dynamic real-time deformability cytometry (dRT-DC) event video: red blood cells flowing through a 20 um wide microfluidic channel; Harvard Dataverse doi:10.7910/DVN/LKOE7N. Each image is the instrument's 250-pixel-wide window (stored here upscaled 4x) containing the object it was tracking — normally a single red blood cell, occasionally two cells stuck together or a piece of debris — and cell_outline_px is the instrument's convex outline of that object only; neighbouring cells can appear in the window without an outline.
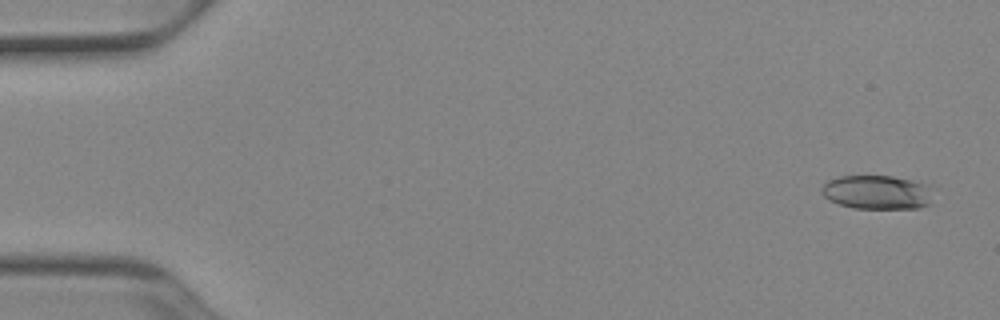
{"species": "Egyptian fruit bat (a non-hibernating species)", "species_latin": "Rousettus aegyptiacus", "temperature_condition": "cold", "stored_images_in_passage": 50, "camera_frame_rate_fps": 3000, "um_per_image_px": 0.085, "animal": {"sex": "female"}, "frame": {"image": 1, "passage_image": 1, "time_ms": 0.0, "image_size_px": [1000, 320], "cell_outline_px": [[932, 204], [920, 208], [852, 208], [840, 204], [824, 196], [820, 192], [824, 184], [828, 180], [840, 176], [892, 176], [924, 184]], "centroid_in_image_um": [74.48, 16.35], "position_along_channel_um": 10.5, "area_um2": 21.56}}
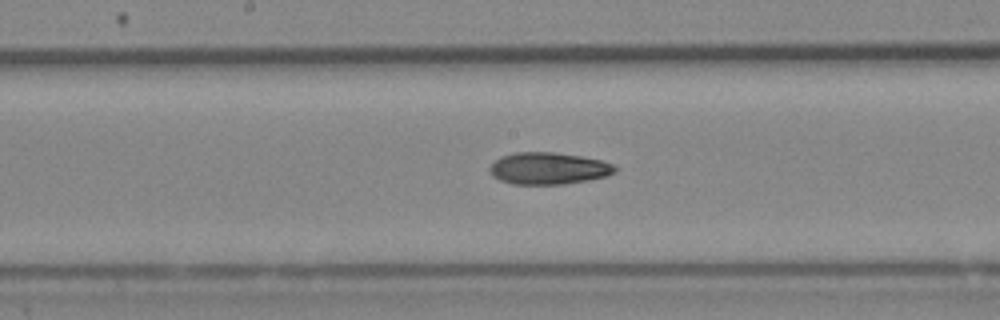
{"frame": {"image": 2, "passage_image": 26, "time_ms": 8.333, "image_size_px": [1000, 320], "cell_outline_px": [[616, 172], [608, 176], [588, 180], [564, 184], [512, 184], [500, 180], [492, 176], [488, 168], [500, 156], [516, 152], [552, 152], [580, 156], [600, 160], [612, 164], [616, 168]], "centroid_in_image_um": [46.6, 14.32], "position_along_channel_um": 201.6, "area_um2": 23.29}}
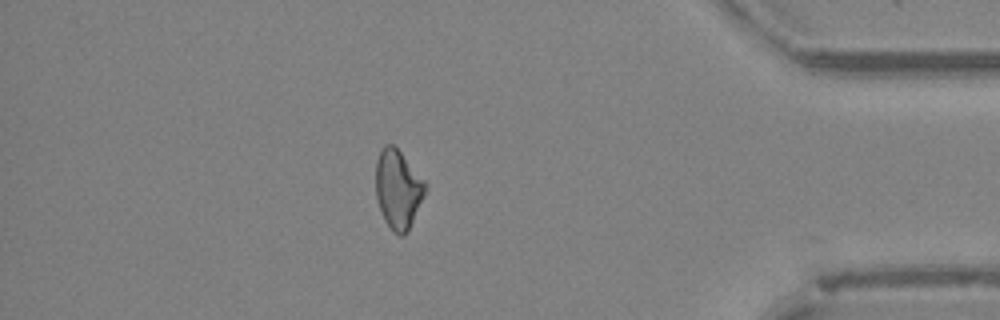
{"frame": {"image": 3, "passage_image": 44, "time_ms": 14.333, "image_size_px": [1000, 320], "cell_outline_px": [[428, 184], [424, 196], [404, 236], [400, 236], [392, 232], [384, 220], [376, 196], [376, 160], [384, 144], [392, 144], [400, 152]], "centroid_in_image_um": [33.82, 16.08], "position_along_channel_um": 401.4, "area_um2": 22.48}, "authors_computed_cell_mechanics": {"area_um2": 22.8021, "velocity_mm_per_s": 3.9332, "shape_relaxation_time_tau1_ms": 6.446, "shape_relaxation_time_tau2_ms": 6.2759, "deformation_change_tau1": 0.1398, "deformation_change_tau2": 0.1445}}